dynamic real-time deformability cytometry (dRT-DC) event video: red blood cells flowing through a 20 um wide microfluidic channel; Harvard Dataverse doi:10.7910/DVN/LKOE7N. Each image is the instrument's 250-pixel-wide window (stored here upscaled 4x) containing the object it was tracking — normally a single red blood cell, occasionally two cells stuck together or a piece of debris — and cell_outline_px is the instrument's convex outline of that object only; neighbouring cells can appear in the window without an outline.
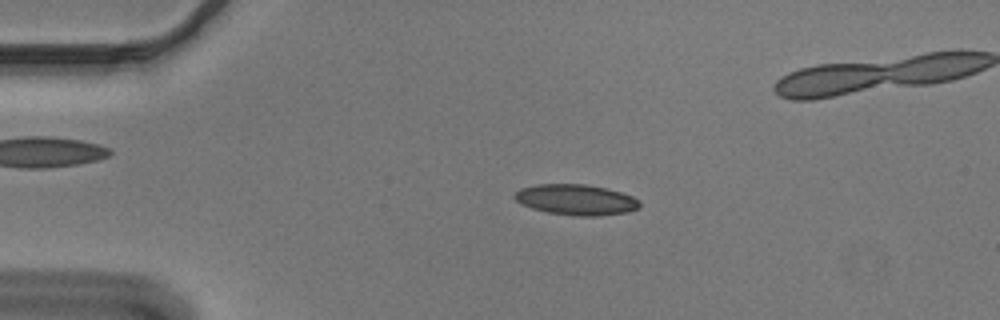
{"species": "Egyptian fruit bat (a non-hibernating species)", "species_latin": "Rousettus aegyptiacus", "temperature_condition": "cold", "stored_images_in_passage": 45, "camera_frame_rate_fps": 3000, "um_per_image_px": 0.085, "animal": {"sex": "male"}, "frame": {"image": 1, "passage_image": 7, "time_ms": 2.0, "image_size_px": [1000, 320], "cell_outline_px": [[640, 208], [628, 212], [596, 216], [576, 216], [548, 212], [532, 208], [520, 204], [512, 196], [520, 188], [536, 184], [588, 184], [608, 188], [632, 196], [640, 200]], "centroid_in_image_um": [48.97, 16.97], "position_along_channel_um": 36.0, "area_um2": 22.54}}
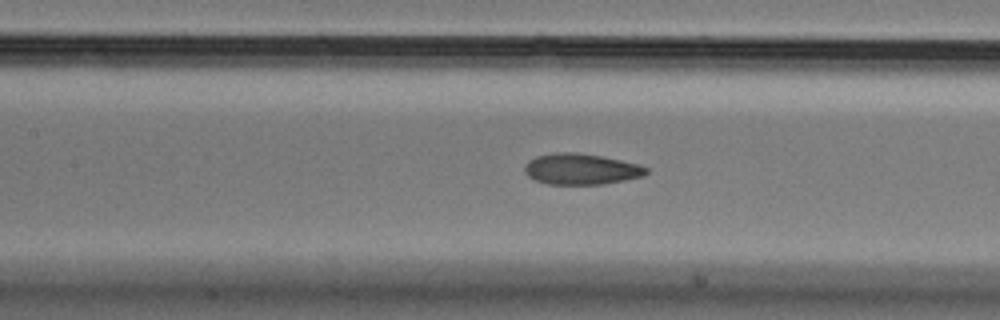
{"frame": {"image": 2, "passage_image": 20, "time_ms": 6.333, "image_size_px": [1000, 320], "cell_outline_px": [[648, 172], [644, 176], [604, 184], [548, 184], [536, 180], [528, 176], [524, 172], [524, 164], [528, 160], [536, 156], [552, 152], [576, 152], [600, 156], [620, 160], [636, 164], [648, 168]], "centroid_in_image_um": [49.35, 14.37], "position_along_channel_um": 158.1, "area_um2": 21.96}}
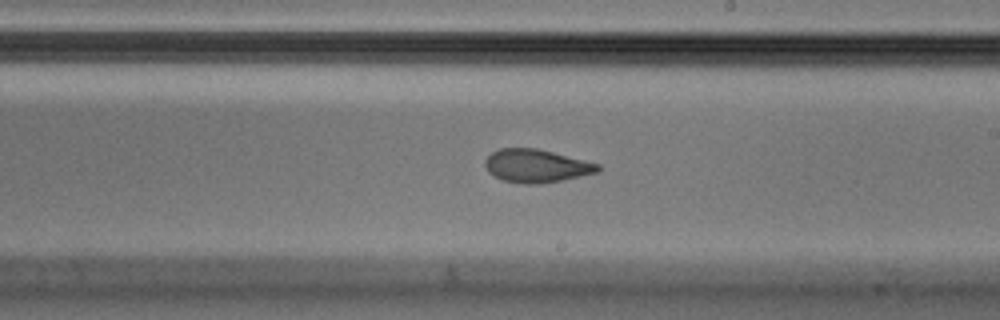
{"frame": {"image": 3, "passage_image": 27, "time_ms": 8.667, "image_size_px": [1000, 320], "cell_outline_px": [[600, 168], [596, 172], [580, 176], [560, 180], [536, 184], [524, 184], [504, 180], [488, 172], [484, 164], [484, 160], [492, 152], [500, 148], [536, 148], [600, 164]], "centroid_in_image_um": [45.55, 14.09], "position_along_channel_um": 243.5, "area_um2": 21.44}}